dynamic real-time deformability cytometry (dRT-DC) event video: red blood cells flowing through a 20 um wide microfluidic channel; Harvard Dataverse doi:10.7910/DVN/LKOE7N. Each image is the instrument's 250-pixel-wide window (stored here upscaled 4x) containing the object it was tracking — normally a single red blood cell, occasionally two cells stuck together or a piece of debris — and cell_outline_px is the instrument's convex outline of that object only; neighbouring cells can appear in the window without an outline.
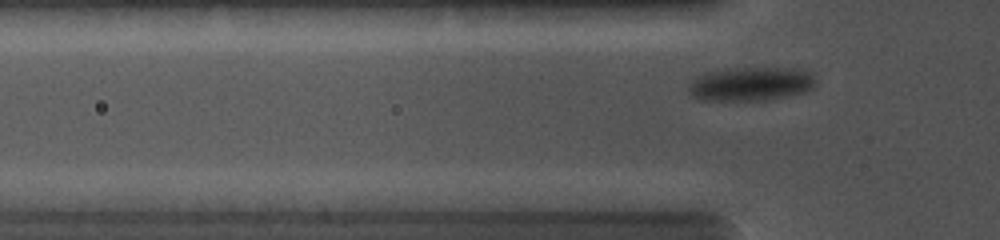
{"species": "common noctule bat (a hibernating species)", "species_latin": "Nyctalus noctula", "temperature_condition": "cold", "stored_images_in_passage": 58, "camera_frame_rate_fps": 5000, "um_per_image_px": 0.085, "animal": {"sex": "female", "body_mass_g": 19.0, "forearm_length_mm": 56.7}, "frame": {"image": 1, "passage_image": 9, "time_ms": 1.8, "image_size_px": [1000, 240], "cell_outline_px": [[816, 84], [812, 88], [804, 92], [764, 100], [700, 100], [692, 96], [688, 92], [688, 84], [696, 76], [708, 72], [728, 68], [800, 68], [812, 72], [816, 80]], "centroid_in_image_um": [63.82, 7.12], "position_along_channel_um": 62.0, "area_um2": 25.26}}
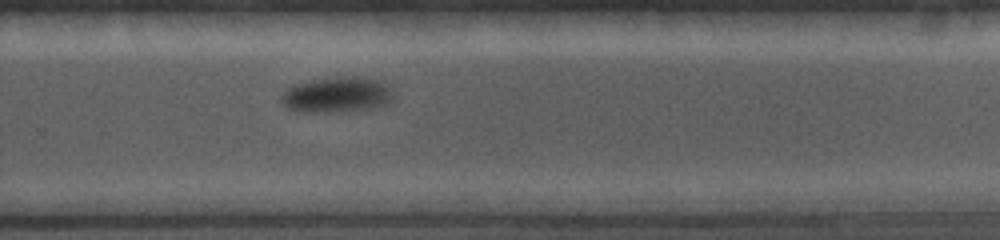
{"frame": {"image": 2, "passage_image": 35, "time_ms": 7.6, "image_size_px": [1000, 240], "cell_outline_px": [[392, 96], [384, 104], [372, 108], [348, 112], [296, 112], [288, 108], [284, 104], [284, 92], [288, 88], [296, 84], [308, 80], [352, 76], [364, 76], [384, 80], [388, 84], [392, 92]], "centroid_in_image_um": [28.69, 8.05], "position_along_channel_um": 301.1, "area_um2": 23.29}}
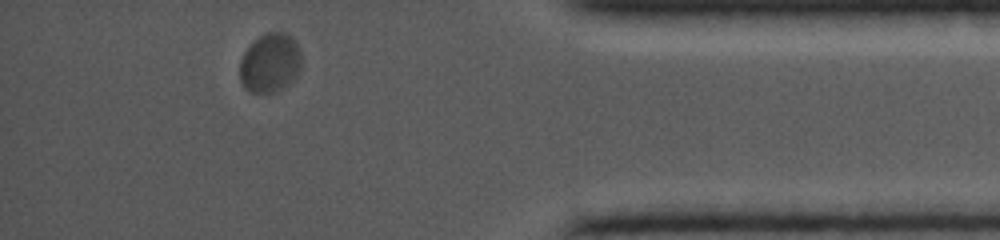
{"frame": {"image": 3, "passage_image": 53, "time_ms": 10.8, "image_size_px": [1000, 240], "cell_outline_px": [[300, 72], [288, 84], [276, 92], [252, 92], [244, 88], [240, 80], [240, 60], [244, 52], [260, 36], [268, 32], [284, 32], [292, 36], [300, 48]], "centroid_in_image_um": [22.97, 5.35], "position_along_channel_um": 412.2, "area_um2": 21.21}}